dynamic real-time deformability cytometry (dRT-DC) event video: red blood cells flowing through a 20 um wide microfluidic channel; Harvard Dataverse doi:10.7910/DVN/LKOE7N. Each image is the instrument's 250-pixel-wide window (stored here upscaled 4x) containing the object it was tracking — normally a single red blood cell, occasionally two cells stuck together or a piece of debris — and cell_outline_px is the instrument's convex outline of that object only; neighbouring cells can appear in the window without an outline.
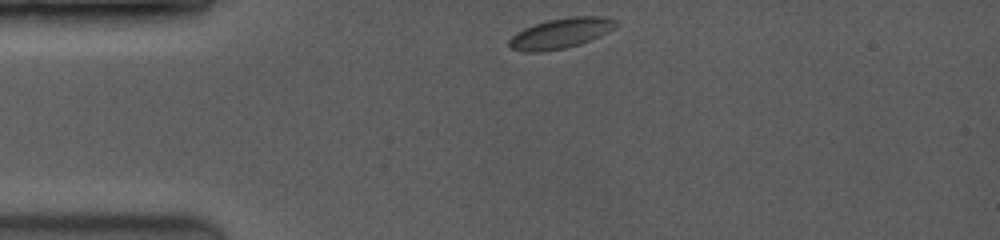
{"species": "common noctule bat (a hibernating species)", "species_latin": "Nyctalus noctula", "temperature_condition": "room temperature", "stored_images_in_passage": 39, "camera_frame_rate_fps": 3500, "um_per_image_px": 0.085, "animal": {"sex": "female", "body_mass_g": 19.0, "forearm_length_mm": 53.3}, "frame": {"image": 1, "passage_image": 1, "time_ms": 0.0, "image_size_px": [1000, 240], "cell_outline_px": [[616, 24], [612, 28], [580, 44], [564, 48], [540, 52], [524, 52], [512, 48], [508, 44], [508, 40], [516, 32], [532, 24], [548, 20], [572, 16], [604, 16], [616, 20]], "centroid_in_image_um": [47.58, 2.82], "position_along_channel_um": 37.4, "area_um2": 18.5}}
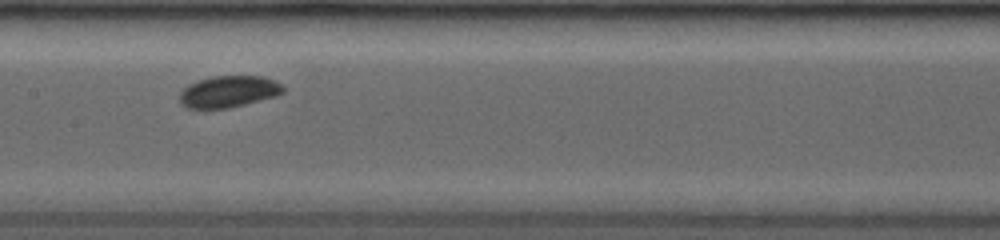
{"frame": {"image": 2, "passage_image": 17, "time_ms": 4.571, "image_size_px": [1000, 240], "cell_outline_px": [[284, 92], [276, 96], [228, 108], [188, 108], [180, 104], [180, 92], [188, 84], [212, 76], [264, 76], [280, 84], [284, 88]], "centroid_in_image_um": [19.42, 7.78], "position_along_channel_um": 188.0, "area_um2": 18.9}}
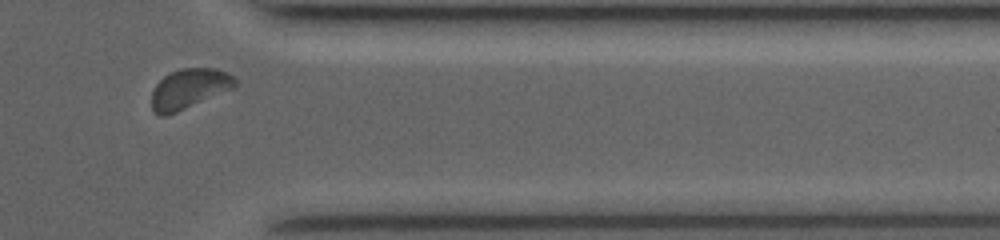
{"frame": {"image": 3, "passage_image": 35, "time_ms": 9.714, "image_size_px": [1000, 240], "cell_outline_px": [[236, 88], [176, 112], [164, 116], [160, 116], [152, 108], [152, 92], [156, 84], [164, 76], [180, 68], [216, 68], [228, 72], [236, 80]], "centroid_in_image_um": [16.11, 7.53], "position_along_channel_um": 395.3, "area_um2": 19.42}, "authors_computed_cell_mechanics": {"area_um2": 18.7272, "velocity_mm_per_s": 4.0474, "shape_relaxation_time_tau1_ms": 1.5038, "shape_relaxation_time_tau2_ms": null, "deformation_change_tau1": 0.0494, "deformation_change_tau2": null}}